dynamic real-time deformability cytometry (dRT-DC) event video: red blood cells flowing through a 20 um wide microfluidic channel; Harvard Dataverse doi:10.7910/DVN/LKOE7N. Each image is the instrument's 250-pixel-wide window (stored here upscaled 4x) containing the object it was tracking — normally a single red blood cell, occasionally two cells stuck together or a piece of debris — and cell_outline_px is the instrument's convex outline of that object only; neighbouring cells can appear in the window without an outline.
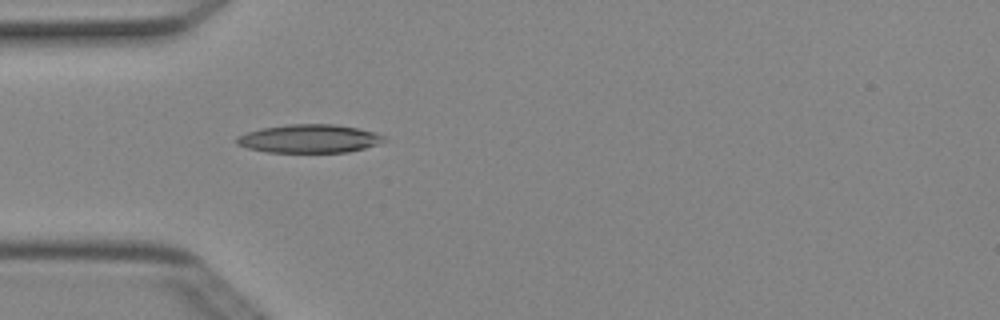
{"species": "Egyptian fruit bat (a non-hibernating species)", "species_latin": "Rousettus aegyptiacus", "temperature_condition": "cold", "stored_images_in_passage": 3, "camera_frame_rate_fps": 3000, "um_per_image_px": 0.085, "animal": {"sex": "female"}, "frame": {"image": 1, "passage_image": 3, "time_ms": 0.667, "image_size_px": [1000, 320], "cell_outline_px": [[388, 140], [364, 148], [348, 152], [268, 152], [248, 148], [236, 144], [236, 136], [260, 128], [288, 124], [336, 124], [376, 132], [384, 136]], "centroid_in_image_um": [26.28, 11.78], "position_along_channel_um": 58.7, "area_um2": 24.39}}